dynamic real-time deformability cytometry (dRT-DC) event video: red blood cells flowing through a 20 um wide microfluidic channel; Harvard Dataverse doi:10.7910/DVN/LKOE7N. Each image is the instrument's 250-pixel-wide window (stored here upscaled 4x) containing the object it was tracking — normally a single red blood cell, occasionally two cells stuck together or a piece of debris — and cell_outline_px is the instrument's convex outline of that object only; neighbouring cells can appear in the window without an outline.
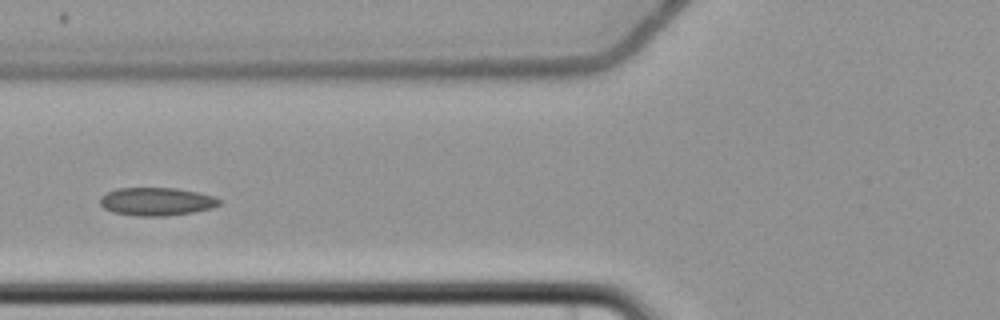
{"species": "common noctule bat (a hibernating species)", "species_latin": "Nyctalus noctula", "temperature_condition": "cold", "stored_images_in_passage": 7, "camera_frame_rate_fps": 3000, "um_per_image_px": 0.085, "animal": {"sex": "female", "body_mass_g": 22.7, "forearm_length_mm": 54.2}, "frame": {"image": 1, "passage_image": 5, "time_ms": 6.667, "image_size_px": [1000, 320], "cell_outline_px": [[220, 204], [212, 208], [192, 212], [164, 216], [136, 216], [112, 212], [104, 208], [100, 204], [100, 196], [116, 188], [176, 188], [196, 192], [212, 196], [220, 200]], "centroid_in_image_um": [13.26, 17.13], "position_along_channel_um": 112.5, "area_um2": 19.42}}
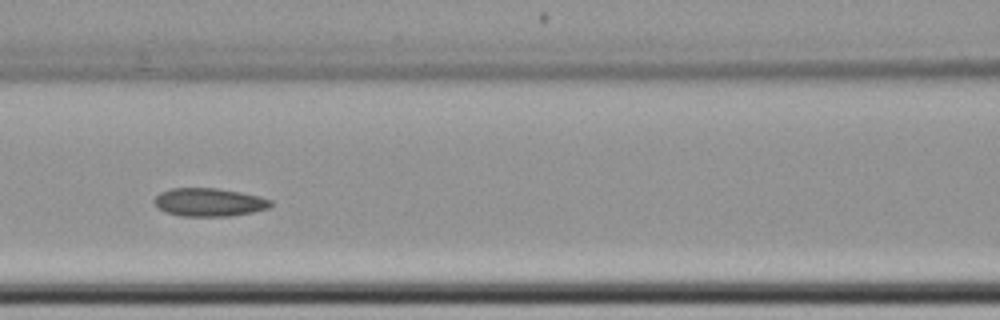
{"frame": {"image": 2, "passage_image": 6, "time_ms": 7.667, "image_size_px": [1000, 320], "cell_outline_px": [[272, 204], [268, 208], [252, 212], [228, 216], [180, 216], [164, 212], [152, 200], [160, 192], [172, 188], [216, 188], [240, 192], [260, 196], [272, 200]], "centroid_in_image_um": [17.76, 17.19], "position_along_channel_um": 148.8, "area_um2": 19.13}}
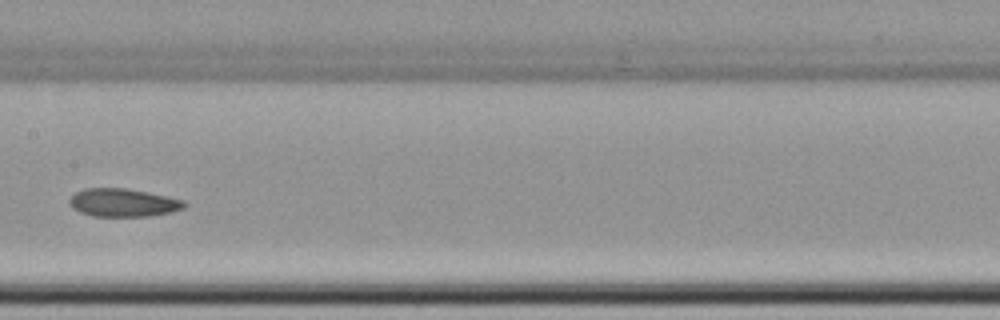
{"frame": {"image": 3, "passage_image": 7, "time_ms": 9.0, "image_size_px": [1000, 320], "cell_outline_px": [[188, 204], [184, 208], [172, 212], [148, 216], [92, 216], [80, 212], [72, 208], [68, 200], [76, 192], [84, 188], [124, 188], [148, 192], [168, 196], [184, 200]], "centroid_in_image_um": [10.48, 17.22], "position_along_channel_um": 196.9, "area_um2": 18.9}}